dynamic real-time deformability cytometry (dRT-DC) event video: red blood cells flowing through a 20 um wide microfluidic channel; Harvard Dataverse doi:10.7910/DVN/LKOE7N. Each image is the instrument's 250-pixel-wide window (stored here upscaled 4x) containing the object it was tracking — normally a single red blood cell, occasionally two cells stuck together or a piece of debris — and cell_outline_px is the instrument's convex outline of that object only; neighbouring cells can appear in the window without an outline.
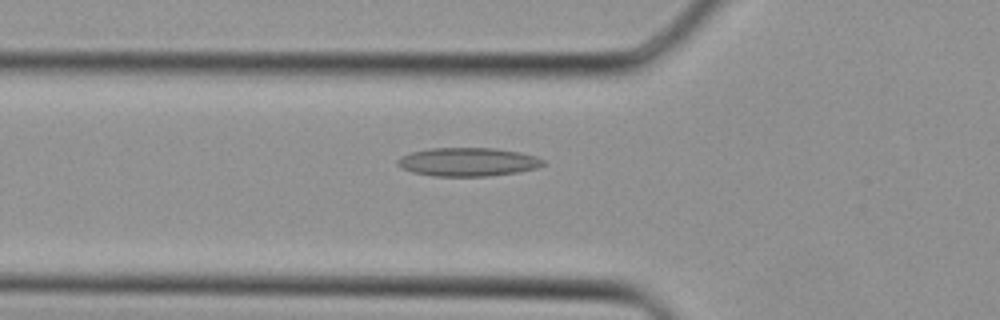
{"species": "Egyptian fruit bat (a non-hibernating species)", "species_latin": "Rousettus aegyptiacus", "temperature_condition": "cold", "stored_images_in_passage": 29, "camera_frame_rate_fps": 3000, "um_per_image_px": 0.085, "animal": {"sex": "female"}, "frame": {"image": 1, "passage_image": 5, "time_ms": 1.333, "image_size_px": [1000, 320], "cell_outline_px": [[544, 164], [536, 168], [520, 172], [488, 176], [432, 176], [412, 172], [400, 168], [396, 164], [396, 160], [400, 156], [412, 152], [428, 148], [496, 148], [520, 152], [536, 156], [544, 160]], "centroid_in_image_um": [39.74, 13.76], "position_along_channel_um": 86.1, "area_um2": 24.45}}
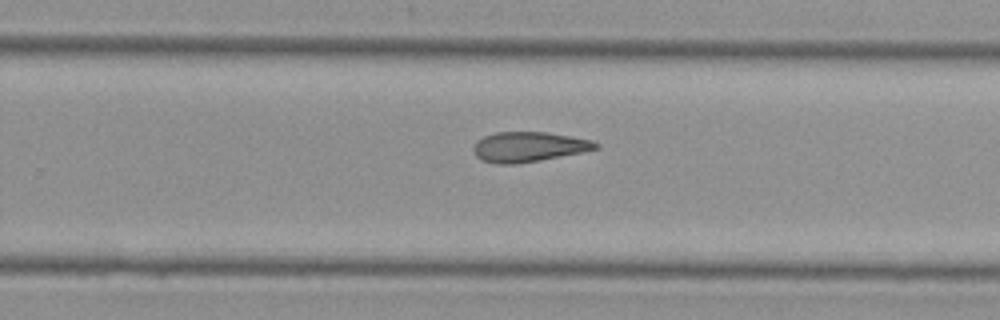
{"frame": {"image": 2, "passage_image": 16, "time_ms": 5.0, "image_size_px": [1000, 320], "cell_outline_px": [[600, 148], [540, 160], [516, 164], [496, 164], [480, 160], [476, 156], [472, 148], [476, 140], [484, 136], [496, 132], [548, 132], [592, 140], [600, 144]], "centroid_in_image_um": [44.9, 12.48], "position_along_channel_um": 284.9, "area_um2": 21.44}}
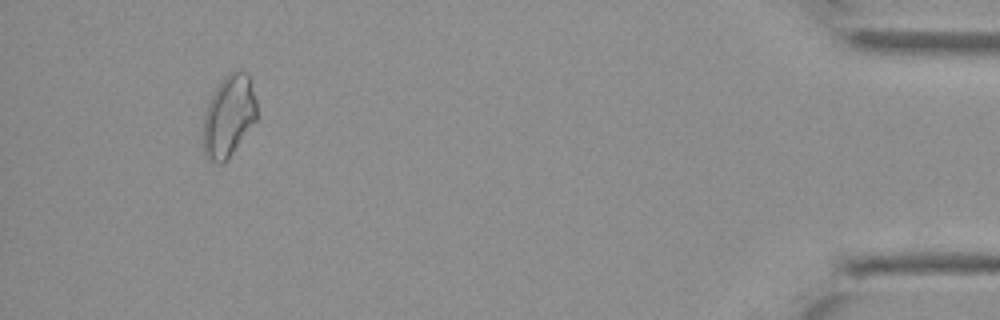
{"frame": {"image": 3, "passage_image": 27, "time_ms": 8.667, "image_size_px": [1000, 320], "cell_outline_px": [[256, 120], [224, 164], [216, 164], [208, 160], [204, 156], [204, 116], [208, 104], [220, 80], [228, 72], [236, 68], [240, 68], [248, 76], [256, 100]], "centroid_in_image_um": [19.44, 9.86], "position_along_channel_um": 415.8, "area_um2": 25.43}}